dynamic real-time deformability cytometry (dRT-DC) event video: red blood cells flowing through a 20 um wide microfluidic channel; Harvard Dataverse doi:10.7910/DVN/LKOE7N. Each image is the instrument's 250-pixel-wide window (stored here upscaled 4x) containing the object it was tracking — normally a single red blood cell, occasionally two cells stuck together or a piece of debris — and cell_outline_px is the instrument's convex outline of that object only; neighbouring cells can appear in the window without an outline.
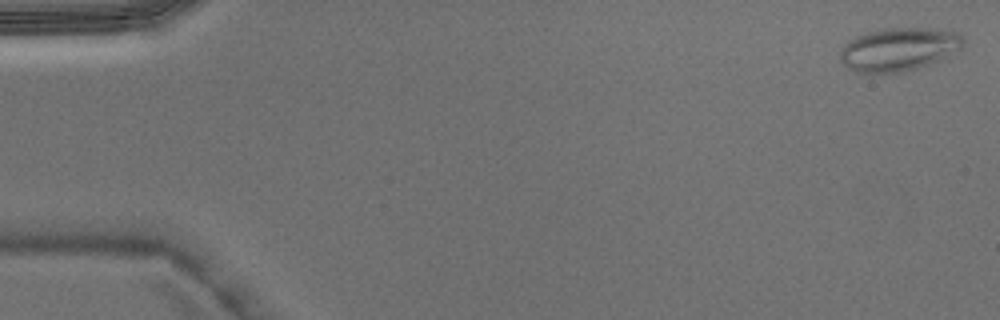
{"species": "Egyptian fruit bat (a non-hibernating species)", "species_latin": "Rousettus aegyptiacus", "temperature_condition": "warm", "stored_images_in_passage": 4, "camera_frame_rate_fps": 3000, "um_per_image_px": 0.085, "animal": {"sex": "male"}, "frame": {"image": 1, "passage_image": 4, "time_ms": 1.0, "image_size_px": [1000, 320], "cell_outline_px": [[964, 48], [928, 64], [916, 68], [900, 72], [856, 72], [848, 68], [840, 60], [840, 52], [844, 44], [848, 40], [864, 32], [884, 28], [936, 28], [956, 32], [964, 40]], "centroid_in_image_um": [76.38, 4.16], "position_along_channel_um": 8.6, "area_um2": 30.98}}